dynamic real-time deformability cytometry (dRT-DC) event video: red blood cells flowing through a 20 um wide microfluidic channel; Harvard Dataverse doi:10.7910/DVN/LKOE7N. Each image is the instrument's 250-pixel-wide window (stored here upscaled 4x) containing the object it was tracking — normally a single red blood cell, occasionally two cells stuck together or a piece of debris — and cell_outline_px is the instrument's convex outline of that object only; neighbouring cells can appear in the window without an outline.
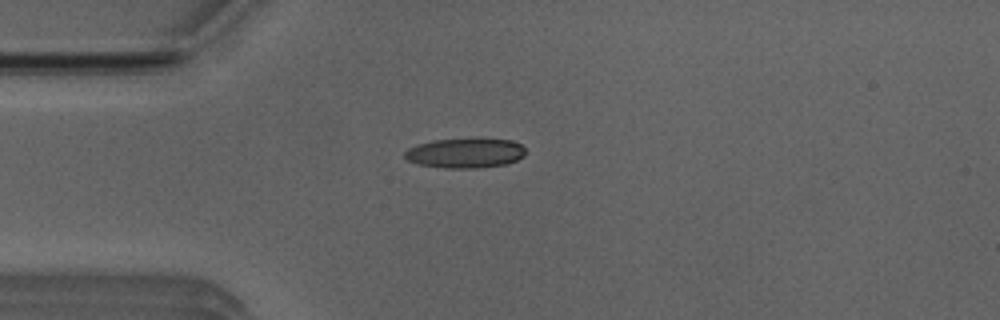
{"species": "Egyptian fruit bat (a non-hibernating species)", "species_latin": "Rousettus aegyptiacus", "temperature_condition": "room temperature", "stored_images_in_passage": 40, "camera_frame_rate_fps": 3000, "um_per_image_px": 0.085, "animal": {"sex": "male"}, "frame": {"image": 1, "passage_image": 2, "time_ms": 0.333, "image_size_px": [1000, 320], "cell_outline_px": [[524, 156], [516, 160], [504, 164], [476, 168], [444, 168], [420, 164], [408, 160], [404, 156], [404, 152], [408, 148], [416, 144], [432, 140], [476, 136], [512, 140], [520, 144], [524, 148]], "centroid_in_image_um": [39.54, 12.96], "position_along_channel_um": 45.5, "area_um2": 21.62}}
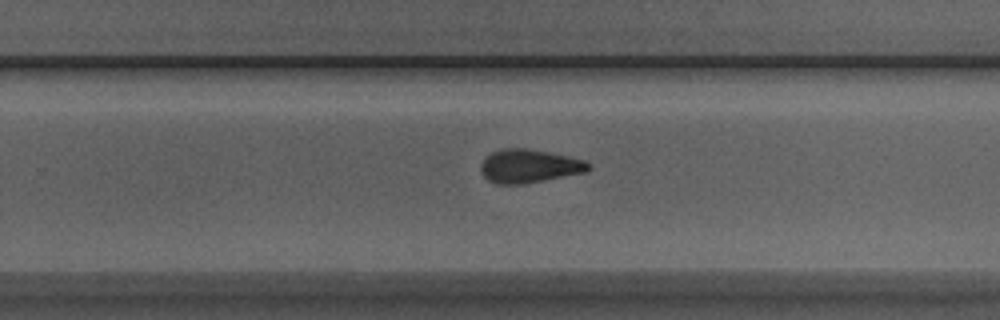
{"frame": {"image": 2, "passage_image": 21, "time_ms": 6.667, "image_size_px": [1000, 320], "cell_outline_px": [[592, 168], [588, 172], [520, 184], [496, 184], [488, 180], [480, 172], [480, 164], [492, 152], [504, 148], [524, 148], [548, 152], [568, 156], [584, 160], [592, 164]], "centroid_in_image_um": [45.0, 14.12], "position_along_channel_um": 284.8, "area_um2": 20.98}}
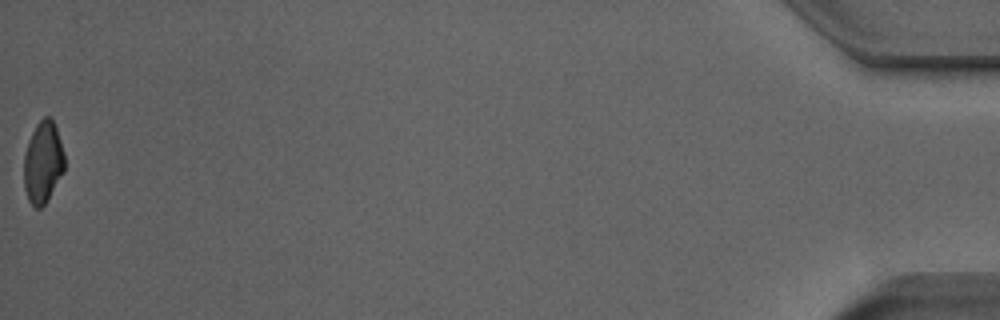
{"frame": {"image": 3, "passage_image": 40, "time_ms": 13.0, "image_size_px": [1000, 320], "cell_outline_px": [[64, 172], [48, 200], [40, 208], [36, 208], [28, 200], [24, 188], [24, 156], [28, 140], [36, 124], [44, 116], [48, 116], [52, 120], [56, 128], [64, 152]], "centroid_in_image_um": [3.65, 13.81], "position_along_channel_um": 431.6, "area_um2": 19.42}, "authors_computed_cell_mechanics": {"area_um2": 21.0103, "velocity_mm_per_s": 4.017, "shape_relaxation_time_tau1_ms": 4.9007, "shape_relaxation_time_tau2_ms": 4.4624, "deformation_change_tau1": 0.1473, "deformation_change_tau2": 0.1127}}